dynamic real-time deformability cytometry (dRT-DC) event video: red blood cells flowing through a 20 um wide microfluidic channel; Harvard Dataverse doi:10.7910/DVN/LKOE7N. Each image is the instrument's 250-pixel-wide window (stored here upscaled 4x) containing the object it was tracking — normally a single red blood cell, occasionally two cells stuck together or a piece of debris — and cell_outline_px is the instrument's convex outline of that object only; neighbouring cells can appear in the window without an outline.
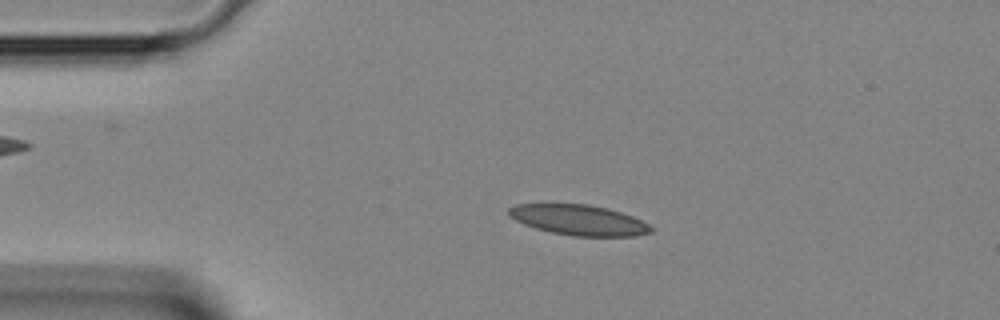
{"species": "Egyptian fruit bat (a non-hibernating species)", "species_latin": "Rousettus aegyptiacus", "temperature_condition": "room temperature", "stored_images_in_passage": 42, "camera_frame_rate_fps": 3000, "um_per_image_px": 0.085, "animal": {"sex": "female"}, "frame": {"image": 1, "passage_image": 8, "time_ms": 2.333, "image_size_px": [1000, 320], "cell_outline_px": [[656, 228], [652, 232], [636, 236], [572, 236], [552, 232], [536, 228], [524, 224], [516, 220], [508, 212], [508, 208], [512, 204], [544, 200], [588, 204], [608, 208], [632, 216]], "centroid_in_image_um": [49.12, 18.64], "position_along_channel_um": 35.9, "area_um2": 26.24}}
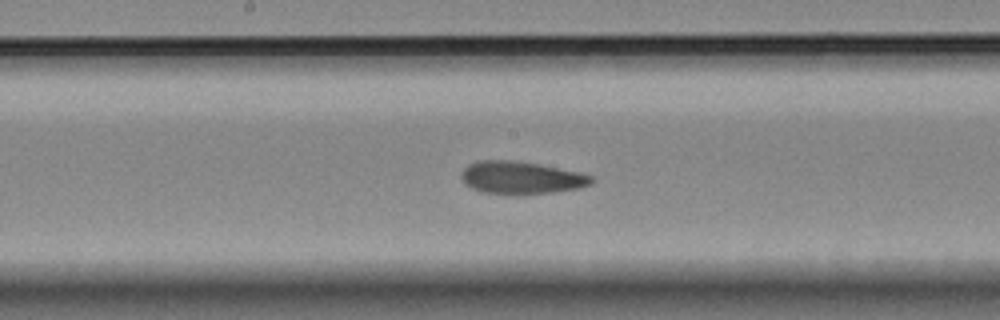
{"frame": {"image": 2, "passage_image": 21, "time_ms": 6.667, "image_size_px": [1000, 320], "cell_outline_px": [[596, 180], [592, 184], [580, 188], [524, 196], [512, 196], [480, 192], [464, 184], [460, 180], [460, 176], [464, 168], [468, 164], [476, 160], [508, 160], [540, 164], [580, 172], [592, 176]], "centroid_in_image_um": [44.28, 15.13], "position_along_channel_um": 203.9, "area_um2": 25.55}}
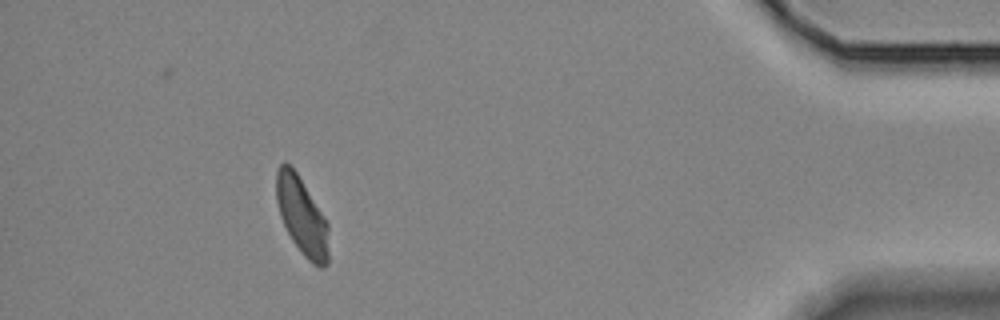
{"frame": {"image": 3, "passage_image": 38, "time_ms": 12.333, "image_size_px": [1000, 320], "cell_outline_px": [[328, 264], [324, 268], [320, 268], [312, 264], [304, 256], [292, 240], [280, 216], [276, 200], [276, 172], [280, 164], [288, 164], [296, 172], [324, 216], [328, 224]], "centroid_in_image_um": [25.67, 18.41], "position_along_channel_um": 409.5, "area_um2": 23.47}}